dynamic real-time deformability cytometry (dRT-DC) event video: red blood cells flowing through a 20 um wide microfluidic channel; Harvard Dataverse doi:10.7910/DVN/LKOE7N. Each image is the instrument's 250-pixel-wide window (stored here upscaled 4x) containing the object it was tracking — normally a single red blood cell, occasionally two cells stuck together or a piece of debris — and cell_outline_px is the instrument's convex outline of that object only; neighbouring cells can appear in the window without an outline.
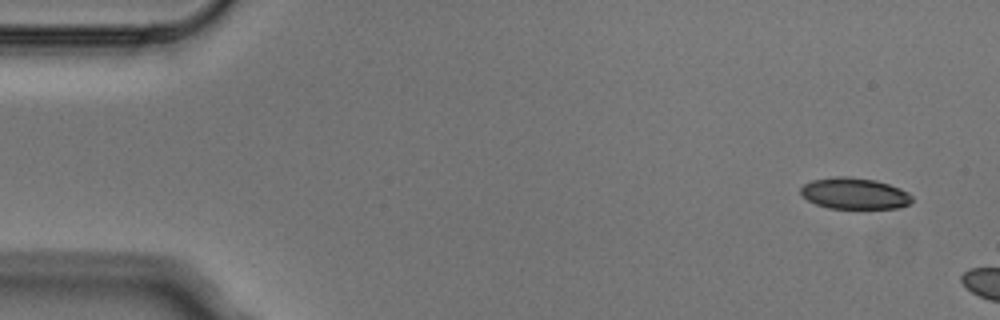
{"species": "Egyptian fruit bat (a non-hibernating species)", "species_latin": "Rousettus aegyptiacus", "temperature_condition": "cold", "stored_images_in_passage": 3, "camera_frame_rate_fps": 3000, "um_per_image_px": 0.085, "animal": {"sex": "male"}, "frame": {"image": 1, "passage_image": 1, "time_ms": 0.0, "image_size_px": [1000, 320], "cell_outline_px": [[912, 200], [908, 204], [900, 208], [828, 208], [816, 204], [808, 200], [800, 192], [800, 188], [804, 184], [812, 180], [836, 176], [848, 176], [876, 180], [900, 188], [908, 192], [912, 196]], "centroid_in_image_um": [72.63, 16.44], "position_along_channel_um": 12.4, "area_um2": 20.29}}